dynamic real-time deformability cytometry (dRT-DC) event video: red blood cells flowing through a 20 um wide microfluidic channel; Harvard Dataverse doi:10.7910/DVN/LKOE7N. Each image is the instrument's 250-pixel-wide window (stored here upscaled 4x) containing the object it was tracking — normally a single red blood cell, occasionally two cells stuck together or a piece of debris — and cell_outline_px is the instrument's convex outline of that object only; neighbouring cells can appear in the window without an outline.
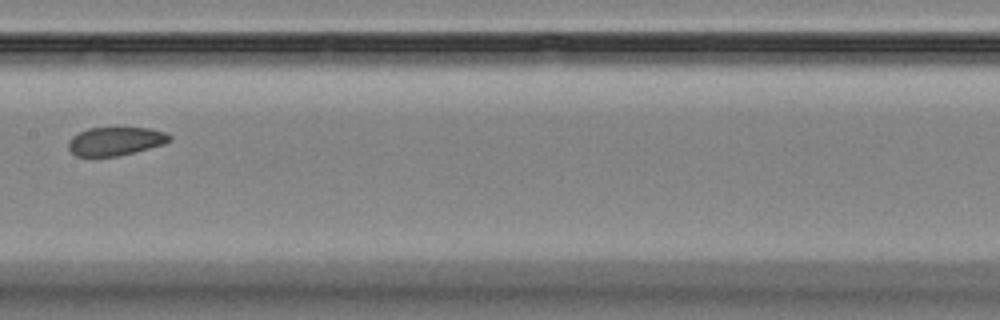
{"species": "Egyptian fruit bat (a non-hibernating species)", "species_latin": "Rousettus aegyptiacus", "temperature_condition": "room temperature", "stored_images_in_passage": 9, "camera_frame_rate_fps": 3000, "um_per_image_px": 0.085, "animal": {"sex": "female"}, "frame": {"image": 1, "passage_image": 7, "time_ms": 11.333, "image_size_px": [1000, 320], "cell_outline_px": [[172, 140], [164, 144], [116, 156], [76, 156], [68, 148], [68, 140], [72, 136], [88, 128], [148, 128], [164, 132], [172, 136]], "centroid_in_image_um": [9.8, 12.0], "position_along_channel_um": 197.6, "area_um2": 16.59}}
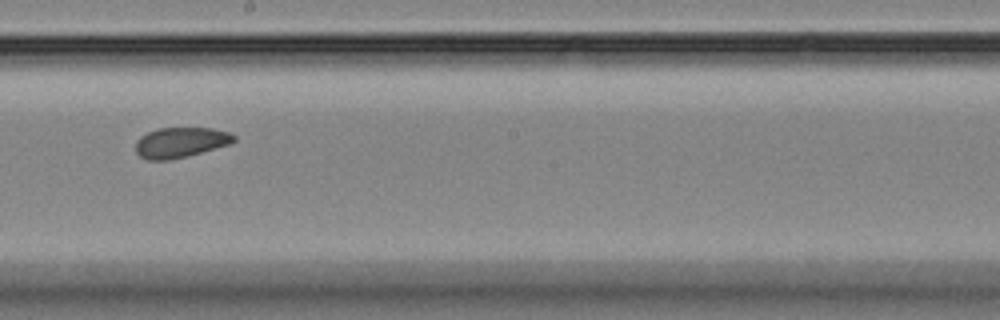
{"frame": {"image": 2, "passage_image": 8, "time_ms": 12.333, "image_size_px": [1000, 320], "cell_outline_px": [[236, 140], [228, 144], [188, 156], [168, 160], [148, 160], [140, 156], [136, 152], [136, 140], [140, 136], [156, 128], [212, 128], [228, 132], [236, 136]], "centroid_in_image_um": [15.32, 12.1], "position_along_channel_um": 232.9, "area_um2": 17.28}}
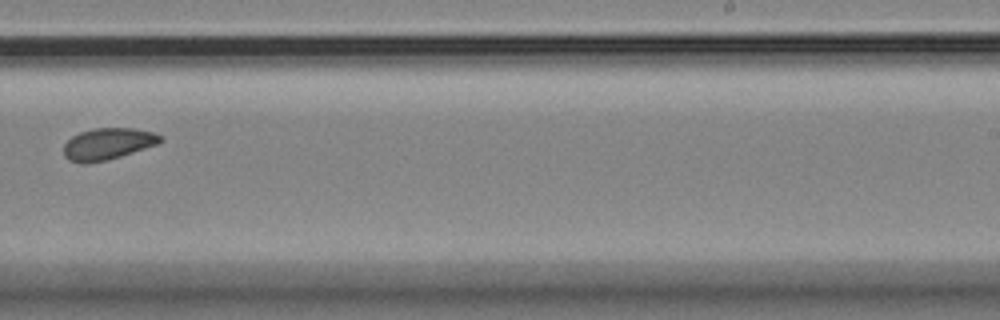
{"frame": {"image": 3, "passage_image": 9, "time_ms": 13.667, "image_size_px": [1000, 320], "cell_outline_px": [[164, 140], [160, 144], [108, 160], [88, 164], [80, 164], [68, 160], [64, 156], [64, 144], [72, 136], [80, 132], [92, 128], [136, 128], [156, 132], [164, 136]], "centroid_in_image_um": [9.21, 12.23], "position_along_channel_um": 279.8, "area_um2": 18.38}}